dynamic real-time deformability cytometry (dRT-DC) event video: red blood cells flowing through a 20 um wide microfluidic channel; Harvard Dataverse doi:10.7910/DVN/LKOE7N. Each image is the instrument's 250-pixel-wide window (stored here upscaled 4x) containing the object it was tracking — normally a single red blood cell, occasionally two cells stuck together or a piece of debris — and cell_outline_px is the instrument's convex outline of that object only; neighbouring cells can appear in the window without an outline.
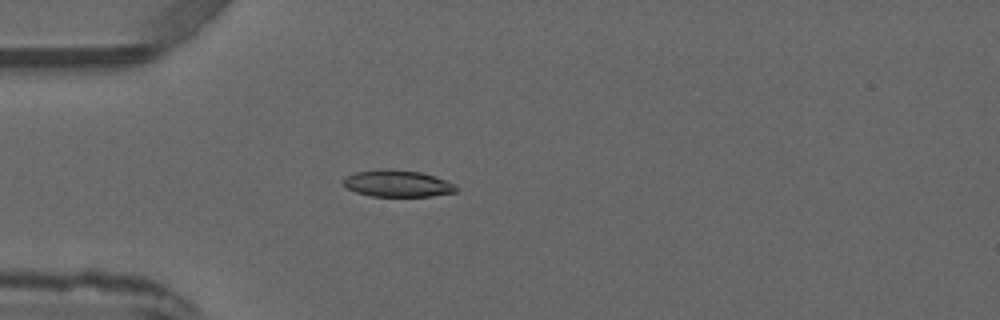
{"species": "common noctule bat (a hibernating species)", "species_latin": "Nyctalus noctula", "temperature_condition": "warm", "stored_images_in_passage": 2, "camera_frame_rate_fps": 3000, "um_per_image_px": 0.085, "animal": {"sex": "male", "forearm_length_mm": 52.5}, "frame": {"image": 1, "passage_image": 2, "time_ms": 1.333, "image_size_px": [1000, 320], "cell_outline_px": [[460, 188], [456, 192], [432, 196], [372, 196], [356, 192], [348, 188], [344, 184], [344, 180], [348, 176], [356, 172], [384, 168], [392, 168], [420, 172], [444, 180]], "centroid_in_image_um": [33.8, 15.59], "position_along_channel_um": 51.2, "area_um2": 17.4}}